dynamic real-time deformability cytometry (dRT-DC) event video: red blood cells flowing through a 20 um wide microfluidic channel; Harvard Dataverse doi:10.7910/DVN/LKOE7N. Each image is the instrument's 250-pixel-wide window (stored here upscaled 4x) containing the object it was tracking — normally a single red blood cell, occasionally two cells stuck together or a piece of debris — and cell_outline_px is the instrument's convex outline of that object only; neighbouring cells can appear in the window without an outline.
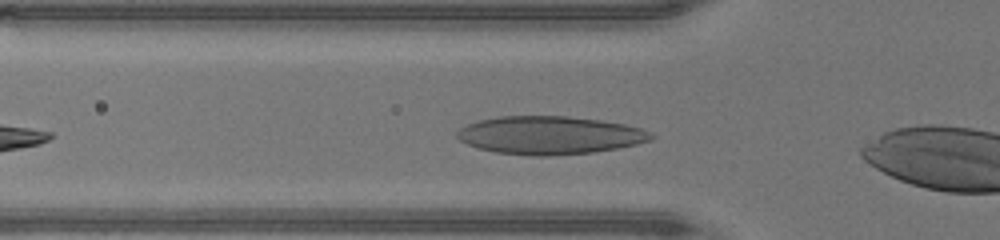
{"species": "human", "species_latin": "Homo sapiens", "temperature_condition": "warm", "stored_images_in_passage": 25, "camera_frame_rate_fps": 3000, "um_per_image_px": 0.085, "donor": {"sex": "male"}, "frame": {"image": 1, "passage_image": 2, "time_ms": 0.333, "image_size_px": [1000, 240], "cell_outline_px": [[656, 136], [652, 140], [636, 144], [616, 148], [592, 152], [548, 156], [532, 156], [496, 152], [480, 148], [468, 144], [460, 140], [456, 136], [456, 132], [460, 128], [468, 124], [480, 120], [500, 116], [568, 116], [600, 120], [624, 124], [640, 128], [652, 132]], "centroid_in_image_um": [46.75, 11.49], "position_along_channel_um": 79.1, "area_um2": 42.95}}
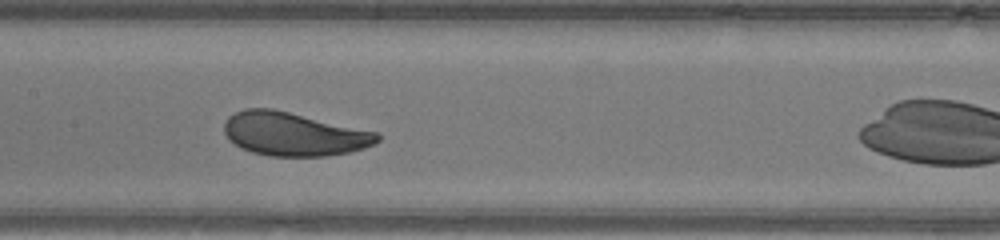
{"frame": {"image": 2, "passage_image": 9, "time_ms": 2.667, "image_size_px": [1000, 240], "cell_outline_px": [[380, 140], [364, 148], [348, 152], [324, 156], [268, 156], [252, 152], [240, 148], [228, 140], [224, 132], [224, 124], [228, 116], [244, 108], [272, 108], [376, 132], [380, 136]], "centroid_in_image_um": [24.91, 11.39], "position_along_channel_um": 182.5, "area_um2": 38.73}}
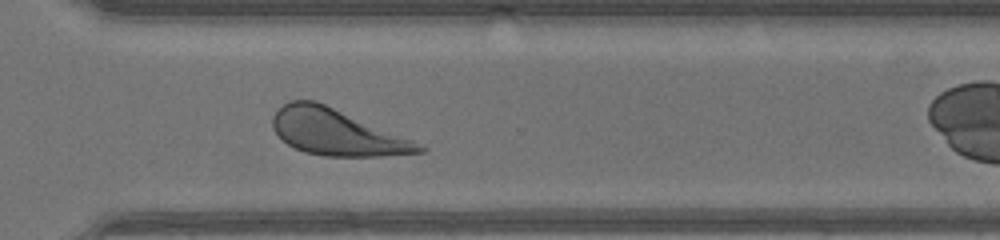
{"frame": {"image": 3, "passage_image": 20, "time_ms": 6.333, "image_size_px": [1000, 240], "cell_outline_px": [[428, 148], [424, 152], [380, 156], [324, 156], [304, 152], [288, 144], [272, 128], [272, 116], [284, 104], [292, 100], [316, 100]], "centroid_in_image_um": [28.55, 11.24], "position_along_channel_um": 342.1, "area_um2": 38.38}}